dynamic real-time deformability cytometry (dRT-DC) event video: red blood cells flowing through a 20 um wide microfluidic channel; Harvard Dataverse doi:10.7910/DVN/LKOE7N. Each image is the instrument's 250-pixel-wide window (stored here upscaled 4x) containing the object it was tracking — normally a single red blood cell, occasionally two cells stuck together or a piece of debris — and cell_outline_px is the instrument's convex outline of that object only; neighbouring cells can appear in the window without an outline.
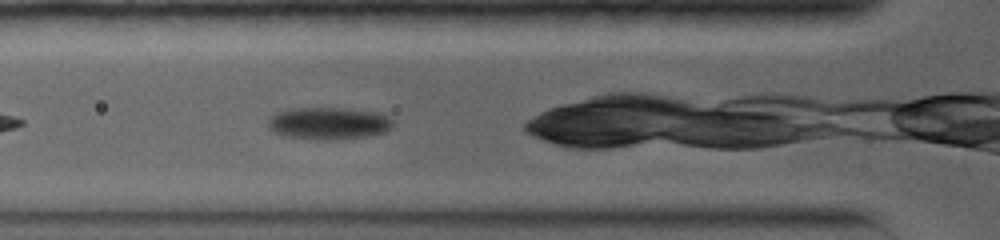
{"species": "common noctule bat (a hibernating species)", "species_latin": "Nyctalus noctula", "temperature_condition": "warm", "stored_images_in_passage": 5, "camera_frame_rate_fps": 5000, "um_per_image_px": 0.085, "animal": {"sex": "female", "body_mass_g": 19.0, "forearm_length_mm": 56.7}, "frame": {"image": 1, "passage_image": 4, "time_ms": 1.4, "image_size_px": [1000, 240], "cell_outline_px": [[392, 124], [384, 132], [364, 136], [324, 140], [316, 140], [288, 136], [276, 132], [268, 128], [268, 116], [276, 112], [288, 108], [344, 108], [380, 112], [388, 116], [392, 120]], "centroid_in_image_um": [27.88, 10.46], "position_along_channel_um": 97.9, "area_um2": 23.35}}
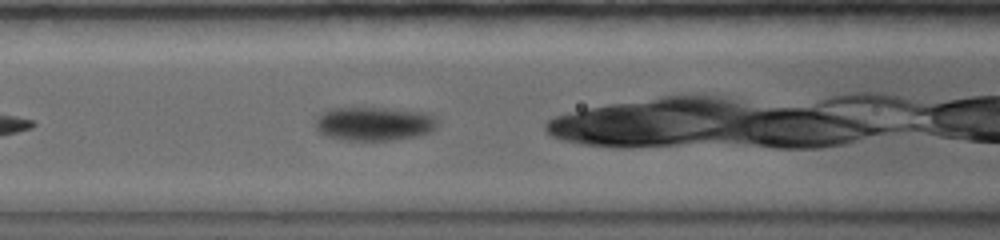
{"frame": {"image": 2, "passage_image": 5, "time_ms": 2.4, "image_size_px": [1000, 240], "cell_outline_px": [[436, 128], [432, 132], [416, 136], [388, 140], [344, 140], [324, 136], [316, 132], [316, 116], [320, 112], [328, 108], [384, 108], [428, 112], [436, 120]], "centroid_in_image_um": [31.74, 10.51], "position_along_channel_um": 134.9, "area_um2": 24.33}}